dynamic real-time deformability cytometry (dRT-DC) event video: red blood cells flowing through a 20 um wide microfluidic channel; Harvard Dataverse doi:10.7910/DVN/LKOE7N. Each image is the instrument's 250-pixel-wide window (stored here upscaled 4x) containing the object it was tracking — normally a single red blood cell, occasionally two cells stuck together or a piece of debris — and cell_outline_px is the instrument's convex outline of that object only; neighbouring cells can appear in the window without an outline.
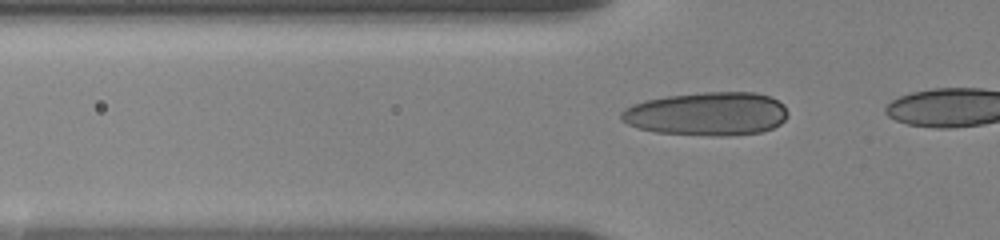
{"species": "human", "species_latin": "Homo sapiens", "temperature_condition": "room temperature", "stored_images_in_passage": 16, "camera_frame_rate_fps": 3000, "um_per_image_px": 0.085, "donor": {"sex": "female"}, "frame": {"image": 1, "passage_image": 14, "time_ms": 4.667, "image_size_px": [1000, 240], "cell_outline_px": [[788, 112], [784, 120], [780, 124], [772, 128], [760, 132], [724, 136], [712, 136], [656, 132], [636, 128], [620, 120], [620, 112], [624, 108], [632, 104], [644, 100], [668, 96], [704, 92], [756, 92], [772, 96], [784, 104]], "centroid_in_image_um": [60.09, 9.67], "position_along_channel_um": 65.7, "area_um2": 42.6}}